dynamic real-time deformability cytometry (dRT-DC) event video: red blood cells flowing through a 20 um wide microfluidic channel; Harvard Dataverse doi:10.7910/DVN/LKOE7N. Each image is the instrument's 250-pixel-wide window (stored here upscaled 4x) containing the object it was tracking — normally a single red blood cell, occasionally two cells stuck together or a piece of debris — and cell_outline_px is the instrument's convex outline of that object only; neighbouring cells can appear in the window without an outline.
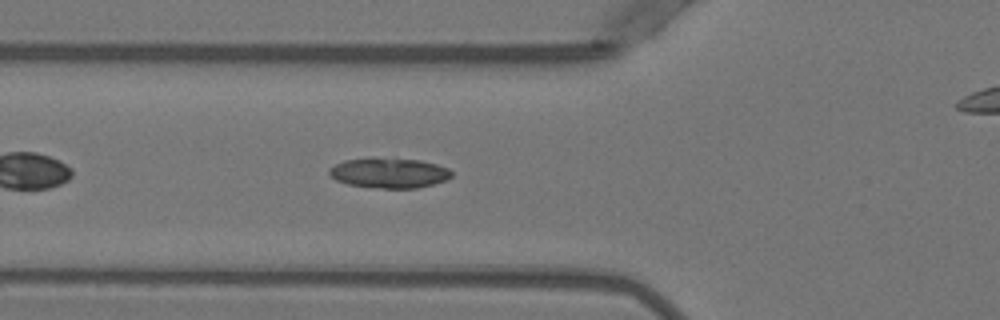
{"species": "Egyptian fruit bat (a non-hibernating species)", "species_latin": "Rousettus aegyptiacus", "temperature_condition": "warm", "stored_images_in_passage": 40, "camera_frame_rate_fps": 3000, "um_per_image_px": 0.085, "animal": {"sex": "female"}, "frame": {"image": 1, "passage_image": 6, "time_ms": 1.667, "image_size_px": [1000, 320], "cell_outline_px": [[452, 176], [444, 180], [432, 184], [416, 188], [380, 188], [348, 184], [336, 180], [328, 176], [328, 168], [344, 160], [368, 156], [372, 156], [420, 160], [436, 164], [448, 168], [452, 172]], "centroid_in_image_um": [33.01, 14.67], "position_along_channel_um": 92.8, "area_um2": 21.85}}
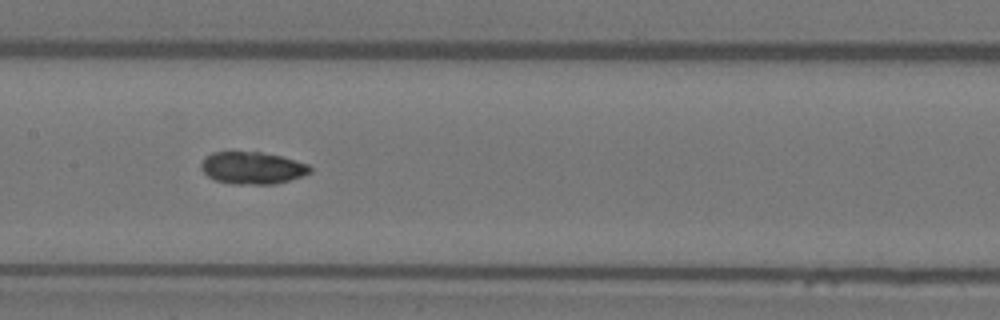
{"frame": {"image": 2, "passage_image": 13, "time_ms": 4.0, "image_size_px": [1000, 320], "cell_outline_px": [[312, 172], [276, 184], [232, 184], [216, 180], [208, 176], [200, 168], [200, 164], [204, 156], [212, 152], [260, 152], [280, 156], [308, 164], [312, 168]], "centroid_in_image_um": [21.42, 14.27], "position_along_channel_um": 186.0, "area_um2": 20.4}}
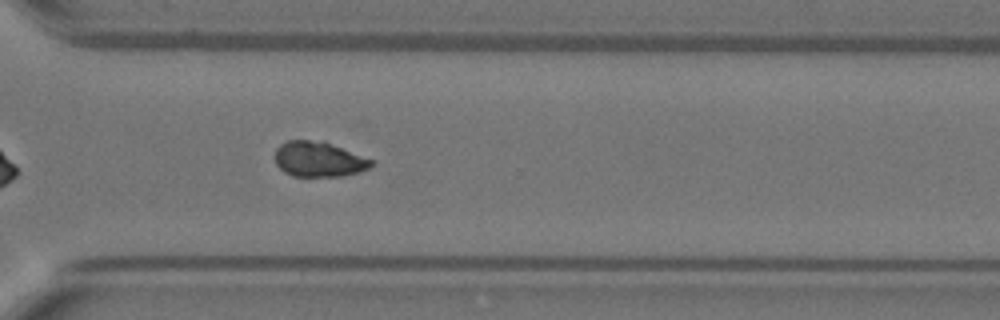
{"frame": {"image": 3, "passage_image": 25, "time_ms": 8.0, "image_size_px": [1000, 320], "cell_outline_px": [[372, 164], [368, 168], [344, 176], [292, 176], [284, 172], [276, 164], [276, 148], [280, 144], [288, 140], [324, 140], [372, 160]], "centroid_in_image_um": [27.06, 13.52], "position_along_channel_um": 343.5, "area_um2": 19.65}, "authors_computed_cell_mechanics": {"area_um2": 20.2878, "velocity_mm_per_s": 3.9569, "shape_relaxation_time_tau1_ms": 6.9533, "shape_relaxation_time_tau2_ms": 1.4914, "deformation_change_tau1": 0.2008, "deformation_change_tau2": 0.059}}